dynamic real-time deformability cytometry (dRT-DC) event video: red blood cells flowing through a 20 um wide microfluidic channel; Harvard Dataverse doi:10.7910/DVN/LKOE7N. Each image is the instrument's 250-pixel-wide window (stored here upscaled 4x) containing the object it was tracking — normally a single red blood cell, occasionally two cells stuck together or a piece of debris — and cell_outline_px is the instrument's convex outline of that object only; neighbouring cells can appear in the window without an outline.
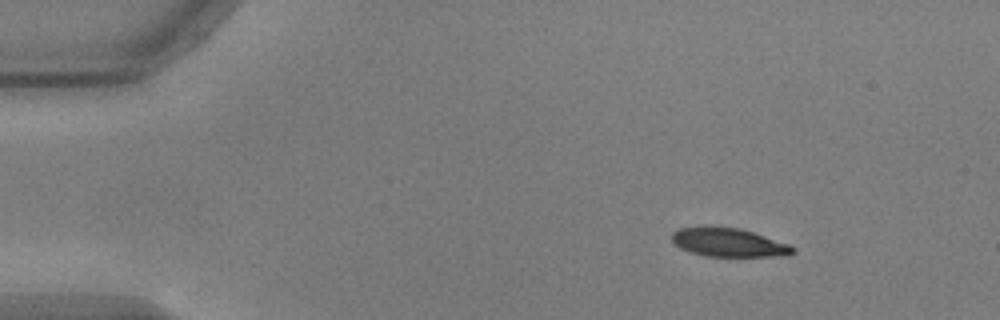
{"species": "common noctule bat (a hibernating species)", "species_latin": "Nyctalus noctula", "temperature_condition": "warm", "stored_images_in_passage": 48, "camera_frame_rate_fps": 3000, "um_per_image_px": 0.085, "animal": {"sex": "male", "body_mass_g": 17.9, "forearm_length_mm": 54.2}, "frame": {"image": 1, "passage_image": 1, "time_ms": 0.0, "image_size_px": [1000, 320], "cell_outline_px": [[796, 252], [784, 256], [704, 256], [680, 248], [672, 240], [672, 232], [680, 228], [704, 224], [712, 224], [740, 228], [788, 244], [796, 248]], "centroid_in_image_um": [61.89, 20.57], "position_along_channel_um": 23.1, "area_um2": 20.58}}
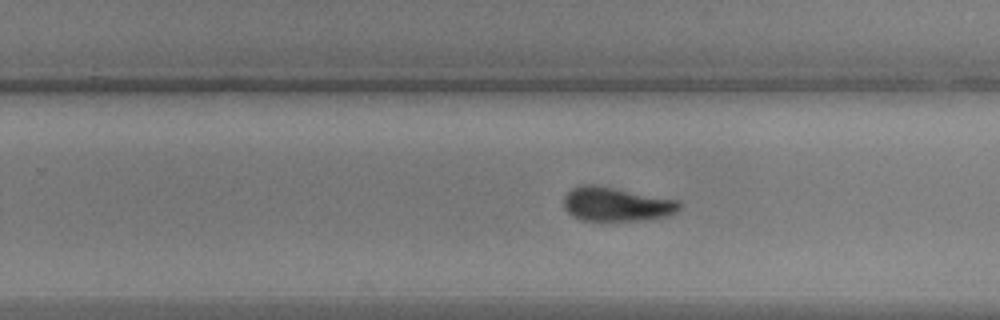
{"frame": {"image": 2, "passage_image": 28, "time_ms": 9.0, "image_size_px": [1000, 320], "cell_outline_px": [[680, 208], [676, 212], [668, 216], [648, 220], [580, 220], [572, 216], [564, 208], [564, 196], [572, 188], [584, 184], [596, 184], [680, 200]], "centroid_in_image_um": [52.41, 17.35], "position_along_channel_um": 277.4, "area_um2": 23.18}}
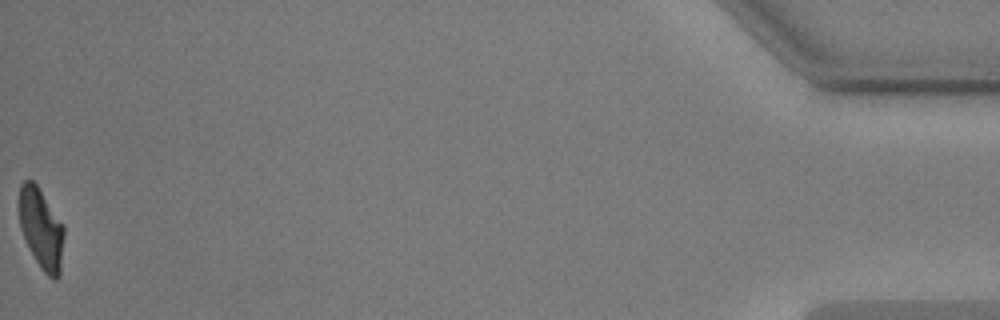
{"frame": {"image": 3, "passage_image": 48, "time_ms": 15.667, "image_size_px": [1000, 320], "cell_outline_px": [[64, 236], [60, 276], [56, 280], [52, 280], [40, 268], [20, 228], [20, 184], [24, 180], [32, 180], [36, 184], [64, 224]], "centroid_in_image_um": [3.54, 19.46], "position_along_channel_um": 431.7, "area_um2": 20.92}, "authors_computed_cell_mechanics": {"area_um2": 22.6865, "velocity_mm_per_s": 3.7281, "shape_relaxation_time_tau1_ms": 3.1557, "shape_relaxation_time_tau2_ms": 2.0617, "deformation_change_tau1": 0.1824, "deformation_change_tau2": 0.083}}